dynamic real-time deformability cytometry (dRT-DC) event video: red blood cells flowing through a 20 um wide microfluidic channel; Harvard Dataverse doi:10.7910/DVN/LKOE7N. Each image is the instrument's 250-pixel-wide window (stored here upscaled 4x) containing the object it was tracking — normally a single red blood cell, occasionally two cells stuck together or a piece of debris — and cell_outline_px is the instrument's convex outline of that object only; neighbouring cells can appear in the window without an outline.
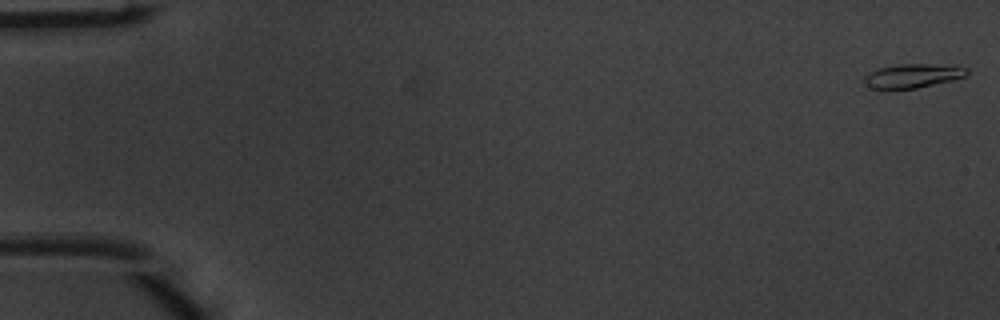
{"species": "common noctule bat (a hibernating species)", "species_latin": "Nyctalus noctula", "temperature_condition": "warm", "stored_images_in_passage": 4, "camera_frame_rate_fps": 3000, "um_per_image_px": 0.085, "animal": {"sex": "male", "body_mass_g": 20.1, "forearm_length_mm": 53.5}, "frame": {"image": 1, "passage_image": 1, "time_ms": 0.0, "image_size_px": [1000, 320], "cell_outline_px": [[968, 72], [964, 76], [952, 80], [916, 88], [872, 88], [864, 80], [864, 76], [868, 72], [880, 68], [900, 64], [956, 64], [968, 68]], "centroid_in_image_um": [77.66, 6.41], "position_along_channel_um": 7.3, "area_um2": 14.22}}